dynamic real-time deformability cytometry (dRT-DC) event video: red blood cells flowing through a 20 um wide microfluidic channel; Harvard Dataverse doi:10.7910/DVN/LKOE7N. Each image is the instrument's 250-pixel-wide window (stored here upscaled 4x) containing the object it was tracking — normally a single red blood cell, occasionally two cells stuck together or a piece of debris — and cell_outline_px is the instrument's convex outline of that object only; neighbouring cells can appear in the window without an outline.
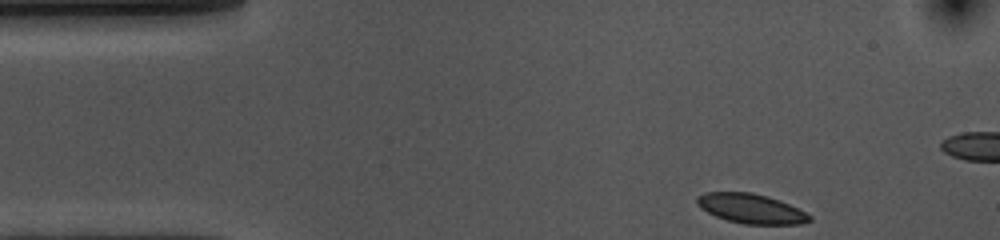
{"species": "common noctule bat (a hibernating species)", "species_latin": "Nyctalus noctula", "temperature_condition": "cold", "stored_images_in_passage": 39, "camera_frame_rate_fps": 3000, "um_per_image_px": 0.085, "animal": {"sex": "female", "body_mass_g": 10.0, "forearm_length_mm": 53.1}, "frame": {"image": 1, "passage_image": 1, "time_ms": 0.0, "image_size_px": [1000, 240], "cell_outline_px": [[812, 220], [800, 224], [744, 224], [728, 220], [716, 216], [700, 208], [696, 204], [696, 196], [704, 192], [752, 192], [768, 196], [780, 200], [812, 216]], "centroid_in_image_um": [63.81, 17.72], "position_along_channel_um": 21.2, "area_um2": 19.42}}
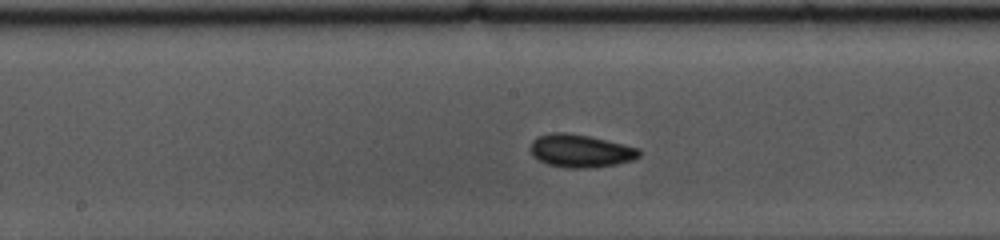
{"frame": {"image": 2, "passage_image": 21, "time_ms": 6.667, "image_size_px": [1000, 240], "cell_outline_px": [[640, 156], [632, 160], [616, 164], [588, 168], [568, 168], [548, 164], [536, 160], [532, 156], [532, 140], [536, 136], [552, 132], [568, 132], [588, 136], [640, 148]], "centroid_in_image_um": [49.32, 12.82], "position_along_channel_um": 198.9, "area_um2": 20.87}}
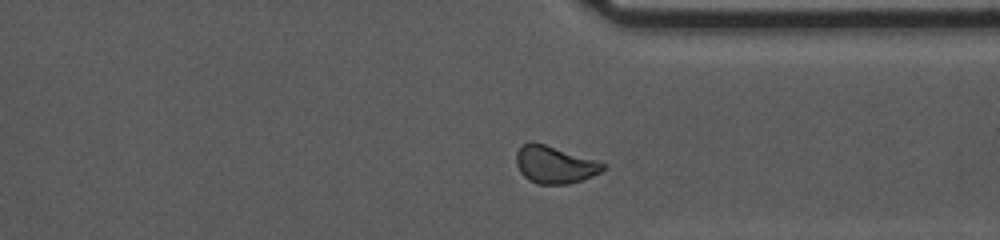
{"frame": {"image": 3, "passage_image": 35, "time_ms": 11.333, "image_size_px": [1000, 240], "cell_outline_px": [[604, 168], [600, 172], [592, 176], [568, 184], [536, 184], [528, 180], [520, 172], [516, 164], [516, 152], [520, 144], [532, 140], [600, 160], [604, 164]], "centroid_in_image_um": [47.11, 13.96], "position_along_channel_um": 364.3, "area_um2": 19.31}, "authors_computed_cell_mechanics": {"area_um2": 19.7098, "velocity_mm_per_s": 3.574, "shape_relaxation_time_tau1_ms": 2.3485, "shape_relaxation_time_tau2_ms": 6.2868, "deformation_change_tau1": 0.0566, "deformation_change_tau2": 0.0739}}